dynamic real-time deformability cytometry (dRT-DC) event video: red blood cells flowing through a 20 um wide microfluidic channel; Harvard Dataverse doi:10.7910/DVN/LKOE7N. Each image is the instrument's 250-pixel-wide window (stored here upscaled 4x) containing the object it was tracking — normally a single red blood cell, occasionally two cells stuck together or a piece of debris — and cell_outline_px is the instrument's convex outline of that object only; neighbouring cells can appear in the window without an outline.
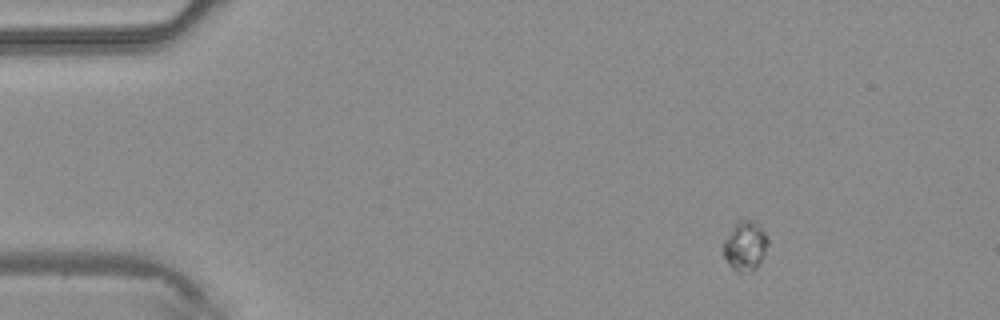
{"species": "common noctule bat (a hibernating species)", "species_latin": "Nyctalus noctula", "temperature_condition": "warm", "stored_images_in_passage": 44, "camera_frame_rate_fps": 3000, "um_per_image_px": 0.085, "animal": {"sex": "male", "body_mass_g": 20.4}, "frame": {"image": 1, "passage_image": 6, "time_ms": 1.667, "image_size_px": [1000, 320], "cell_outline_px": [[768, 244], [756, 268], [752, 272], [736, 272], [728, 264], [724, 256], [724, 240], [732, 228], [736, 224], [744, 220], [752, 220], [768, 236]], "centroid_in_image_um": [63.33, 20.94], "position_along_channel_um": 21.7, "area_um2": 12.48}}
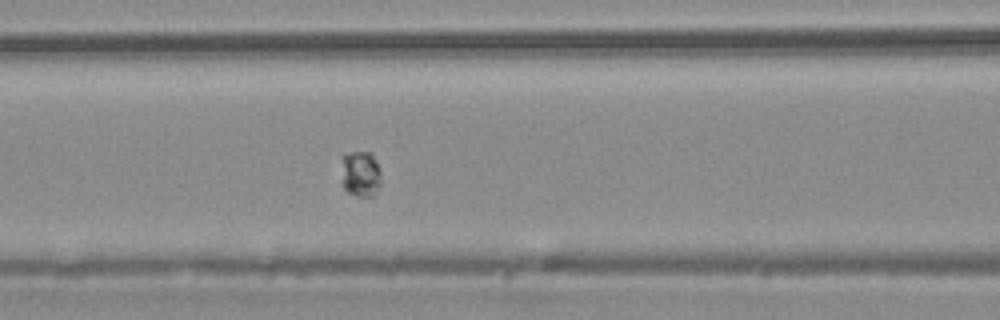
{"frame": {"image": 2, "passage_image": 19, "time_ms": 6.0, "image_size_px": [1000, 320], "cell_outline_px": [[380, 184], [372, 196], [360, 196], [348, 192], [340, 184], [340, 156], [352, 152], [372, 152], [380, 172]], "centroid_in_image_um": [30.57, 14.75], "position_along_channel_um": 136.0, "area_um2": 10.98}}
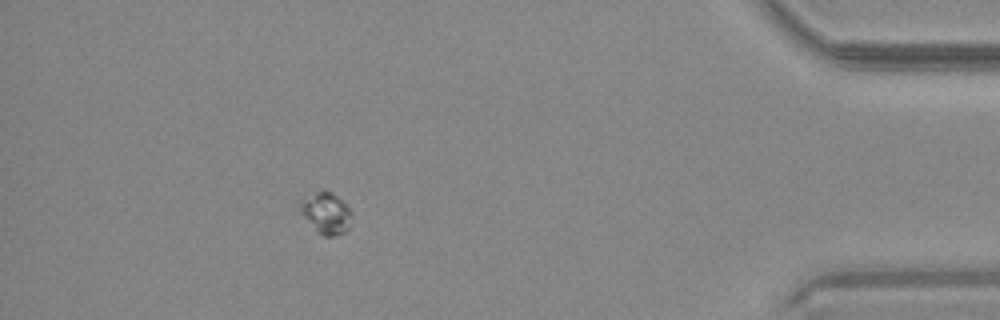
{"frame": {"image": 3, "passage_image": 40, "time_ms": 13.0, "image_size_px": [1000, 320], "cell_outline_px": [[352, 216], [348, 228], [344, 232], [332, 236], [324, 236], [316, 232], [300, 212], [300, 204], [304, 200], [316, 192], [332, 192], [352, 212]], "centroid_in_image_um": [27.73, 18.16], "position_along_channel_um": 407.5, "area_um2": 11.96}}